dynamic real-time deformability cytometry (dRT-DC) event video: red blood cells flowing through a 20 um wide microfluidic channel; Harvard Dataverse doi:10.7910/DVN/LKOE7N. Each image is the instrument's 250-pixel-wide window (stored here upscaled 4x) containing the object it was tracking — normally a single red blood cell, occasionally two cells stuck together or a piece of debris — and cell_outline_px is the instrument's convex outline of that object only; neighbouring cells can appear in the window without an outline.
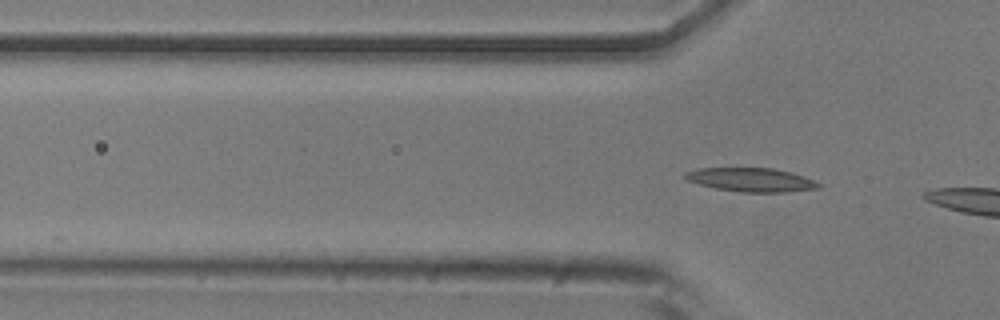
{"species": "common noctule bat (a hibernating species)", "species_latin": "Nyctalus noctula", "temperature_condition": "room temperature", "stored_images_in_passage": 2, "camera_frame_rate_fps": 3000, "um_per_image_px": 0.085, "animal": {"sex": "male", "body_mass_g": 20.5, "forearm_length_mm": 52.5}, "frame": {"image": 1, "passage_image": 2, "time_ms": 0.333, "image_size_px": [1000, 320], "cell_outline_px": [[824, 184], [820, 188], [788, 192], [740, 192], [716, 188], [700, 184], [688, 180], [684, 176], [684, 172], [700, 168], [772, 168], [804, 176]], "centroid_in_image_um": [63.9, 15.29], "position_along_channel_um": 61.9, "area_um2": 18.44}}